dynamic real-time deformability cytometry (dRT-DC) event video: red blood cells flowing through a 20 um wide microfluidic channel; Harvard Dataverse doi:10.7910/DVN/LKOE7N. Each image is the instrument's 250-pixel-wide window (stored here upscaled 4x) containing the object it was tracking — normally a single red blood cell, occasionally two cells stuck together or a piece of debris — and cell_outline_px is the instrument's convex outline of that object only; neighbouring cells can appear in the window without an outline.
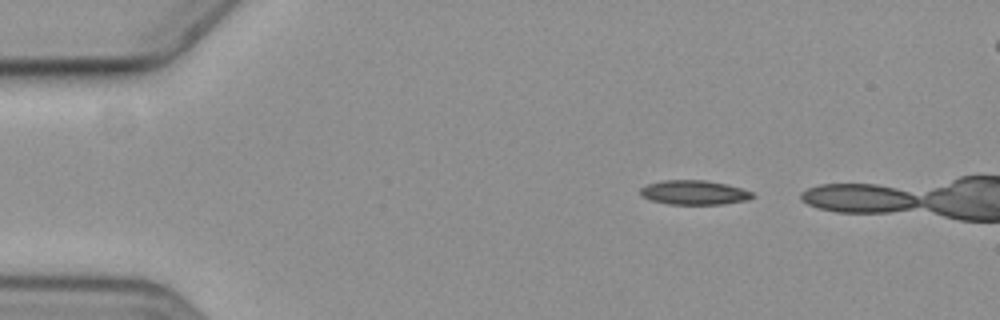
{"species": "common noctule bat (a hibernating species)", "species_latin": "Nyctalus noctula", "temperature_condition": "cold", "stored_images_in_passage": 2, "camera_frame_rate_fps": 3000, "um_per_image_px": 0.085, "animal": {"sex": "female", "body_mass_g": 19.3, "forearm_length_mm": 54.1}, "frame": {"image": 1, "passage_image": 1, "time_ms": 0.0, "image_size_px": [1000, 320], "cell_outline_px": [[752, 196], [748, 200], [720, 204], [672, 204], [652, 200], [640, 196], [640, 188], [648, 184], [664, 180], [704, 180], [728, 184], [752, 192]], "centroid_in_image_um": [58.98, 16.35], "position_along_channel_um": 26.0, "area_um2": 15.72}}